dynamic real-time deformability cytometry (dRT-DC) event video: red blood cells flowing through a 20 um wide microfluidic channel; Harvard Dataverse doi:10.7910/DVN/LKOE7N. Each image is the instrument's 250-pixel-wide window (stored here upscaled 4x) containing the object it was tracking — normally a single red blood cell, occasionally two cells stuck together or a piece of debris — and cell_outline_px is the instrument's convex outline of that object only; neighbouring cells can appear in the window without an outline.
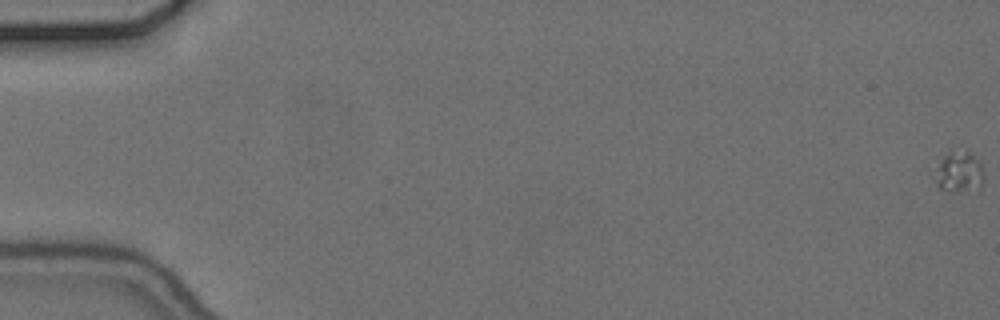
{"species": "common noctule bat (a hibernating species)", "species_latin": "Nyctalus noctula", "temperature_condition": "cold", "stored_images_in_passage": 60, "segment_of_instrument_passage": [1, 2], "camera_frame_rate_fps": 3000, "um_per_image_px": 0.085, "animal": {"sex": "female", "body_mass_g": 24.6, "forearm_length_mm": 56.2}, "frame": {"image": 1, "passage_image": 1, "time_ms": 0.0, "image_size_px": [1000, 320], "cell_outline_px": [[984, 180], [980, 188], [956, 192], [952, 192], [940, 188], [936, 184], [936, 168], [940, 160], [952, 148], [968, 148], [980, 164], [984, 172]], "centroid_in_image_um": [81.54, 14.56], "position_along_channel_um": 3.5, "area_um2": 12.08}}